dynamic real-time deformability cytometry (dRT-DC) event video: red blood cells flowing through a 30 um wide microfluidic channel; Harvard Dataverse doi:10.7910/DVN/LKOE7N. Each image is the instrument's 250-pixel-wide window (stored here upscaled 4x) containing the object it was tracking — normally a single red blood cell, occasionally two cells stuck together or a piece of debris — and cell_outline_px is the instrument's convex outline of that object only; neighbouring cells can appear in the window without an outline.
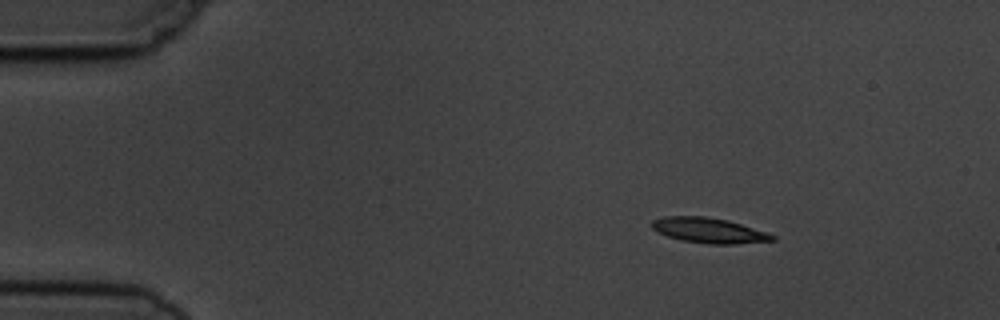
{"species": "common noctule bat (a hibernating species)", "species_latin": "Nyctalus noctula", "temperature_condition": "cold", "stored_images_in_passage": 5, "camera_frame_rate_fps": 3000, "um_per_image_px": 0.085, "animal": {"sex": "male", "body_mass_g": 19.5, "forearm_length_mm": 54.6}, "frame": {"image": 1, "passage_image": 1, "time_ms": 0.0, "image_size_px": [1000, 320], "cell_outline_px": [[776, 240], [736, 244], [708, 244], [680, 240], [656, 232], [652, 228], [652, 220], [664, 216], [704, 216], [728, 220], [768, 232], [776, 236]], "centroid_in_image_um": [60.26, 19.59], "position_along_channel_um": 24.7, "area_um2": 17.86}}
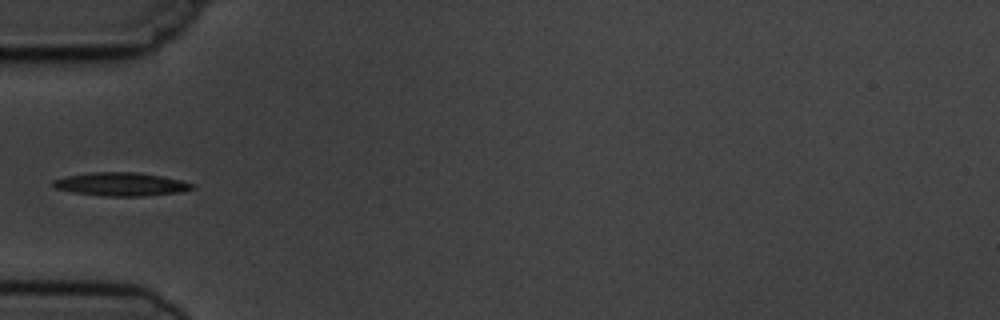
{"frame": {"image": 2, "passage_image": 4, "time_ms": 3.333, "image_size_px": [1000, 320], "cell_outline_px": [[196, 188], [180, 192], [144, 196], [104, 196], [72, 192], [56, 188], [52, 184], [52, 180], [64, 176], [92, 172], [136, 172], [160, 176], [180, 180], [196, 184]], "centroid_in_image_um": [10.29, 15.66], "position_along_channel_um": 74.7, "area_um2": 19.02}}
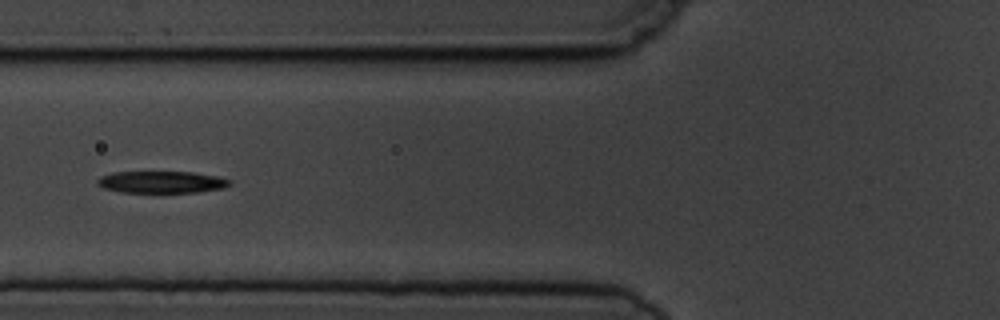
{"frame": {"image": 3, "passage_image": 5, "time_ms": 4.333, "image_size_px": [1000, 320], "cell_outline_px": [[232, 184], [224, 188], [200, 192], [120, 192], [104, 188], [96, 184], [96, 180], [100, 176], [112, 172], [192, 172], [220, 176], [232, 180]], "centroid_in_image_um": [13.77, 15.47], "position_along_channel_um": 112.0, "area_um2": 17.11}}